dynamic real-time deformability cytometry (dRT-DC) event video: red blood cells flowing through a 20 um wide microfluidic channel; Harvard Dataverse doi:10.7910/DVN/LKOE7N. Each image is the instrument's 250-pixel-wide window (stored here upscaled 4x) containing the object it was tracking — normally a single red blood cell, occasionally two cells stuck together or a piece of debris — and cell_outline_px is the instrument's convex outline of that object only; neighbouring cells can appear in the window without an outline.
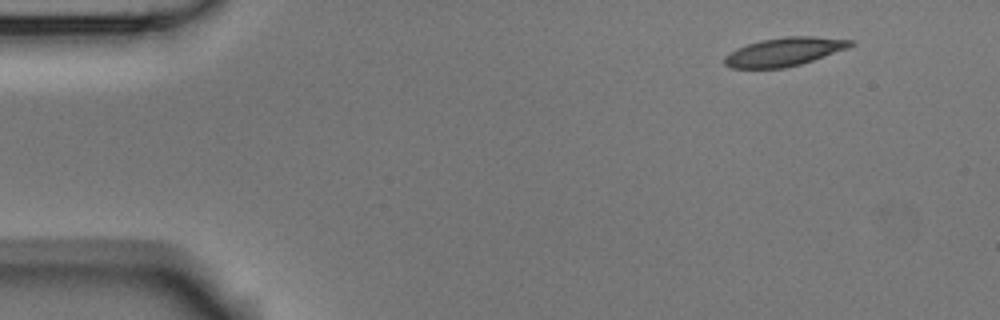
{"species": "Egyptian fruit bat (a non-hibernating species)", "species_latin": "Rousettus aegyptiacus", "temperature_condition": "room temperature", "stored_images_in_passage": 2, "segment_of_instrument_passage": [2, 2], "camera_frame_rate_fps": 3000, "um_per_image_px": 0.085, "animal": {"sex": "male"}, "frame": {"image": 1, "passage_image": 2, "time_ms": 0.333, "image_size_px": [1000, 320], "cell_outline_px": [[856, 44], [848, 48], [800, 64], [784, 68], [732, 68], [724, 64], [724, 56], [736, 48], [760, 40], [784, 36], [816, 36], [856, 40]], "centroid_in_image_um": [66.69, 4.38], "position_along_channel_um": 18.3, "area_um2": 21.04}}